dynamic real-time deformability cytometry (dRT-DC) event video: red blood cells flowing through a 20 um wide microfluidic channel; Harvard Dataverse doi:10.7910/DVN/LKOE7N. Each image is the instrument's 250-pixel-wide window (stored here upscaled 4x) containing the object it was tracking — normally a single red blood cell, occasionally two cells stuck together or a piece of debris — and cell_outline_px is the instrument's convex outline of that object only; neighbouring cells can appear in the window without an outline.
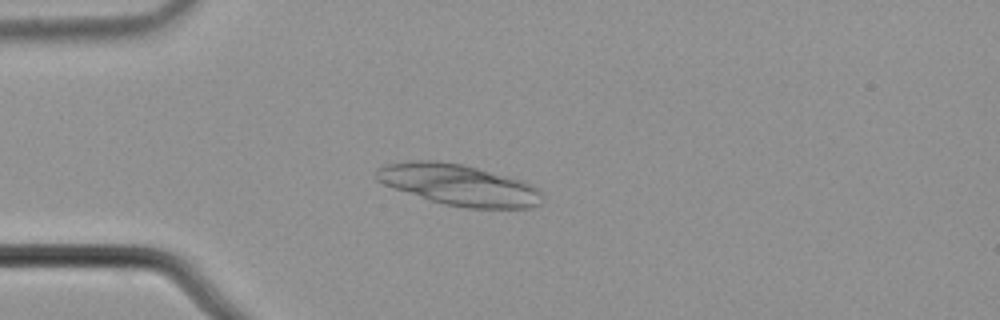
{"species": "common noctule bat (a hibernating species)", "species_latin": "Nyctalus noctula", "temperature_condition": "cold", "stored_images_in_passage": 5, "camera_frame_rate_fps": 3000, "um_per_image_px": 0.085, "animal": {"sex": "male", "body_mass_g": 21.5, "forearm_length_mm": 52.0}, "frame": {"image": 1, "passage_image": 3, "time_ms": 0.667, "image_size_px": [1000, 320], "cell_outline_px": [[544, 200], [540, 204], [532, 208], [464, 208], [444, 204], [384, 184], [376, 180], [376, 168], [384, 164], [408, 160], [436, 160], [464, 164], [524, 180], [532, 184], [544, 196]], "centroid_in_image_um": [39.04, 15.7], "position_along_channel_um": 46.0, "area_um2": 39.94}}